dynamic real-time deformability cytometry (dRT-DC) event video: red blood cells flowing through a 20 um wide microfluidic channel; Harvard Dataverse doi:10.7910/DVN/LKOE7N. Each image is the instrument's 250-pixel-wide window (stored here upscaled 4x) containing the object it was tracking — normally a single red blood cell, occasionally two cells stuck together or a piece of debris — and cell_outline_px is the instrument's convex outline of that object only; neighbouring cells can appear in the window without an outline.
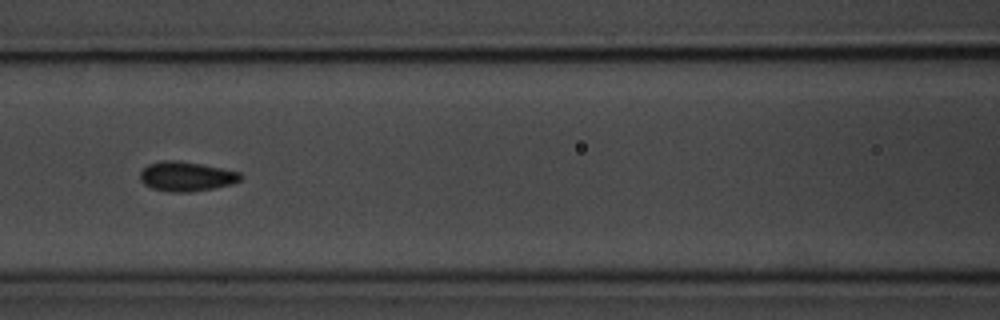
{"species": "common noctule bat (a hibernating species)", "species_latin": "Nyctalus noctula", "temperature_condition": "room temperature", "stored_images_in_passage": 8, "camera_frame_rate_fps": 3000, "um_per_image_px": 0.085, "animal": {"sex": "male", "body_mass_g": 20.1, "forearm_length_mm": 53.5}, "frame": {"image": 1, "passage_image": 3, "time_ms": 2.333, "image_size_px": [1000, 320], "cell_outline_px": [[244, 176], [240, 180], [232, 184], [212, 188], [188, 192], [168, 192], [152, 188], [144, 184], [140, 180], [140, 172], [148, 164], [164, 160], [176, 160], [200, 164], [240, 172]], "centroid_in_image_um": [15.82, 15.0], "position_along_channel_um": 150.8, "area_um2": 17.22}}
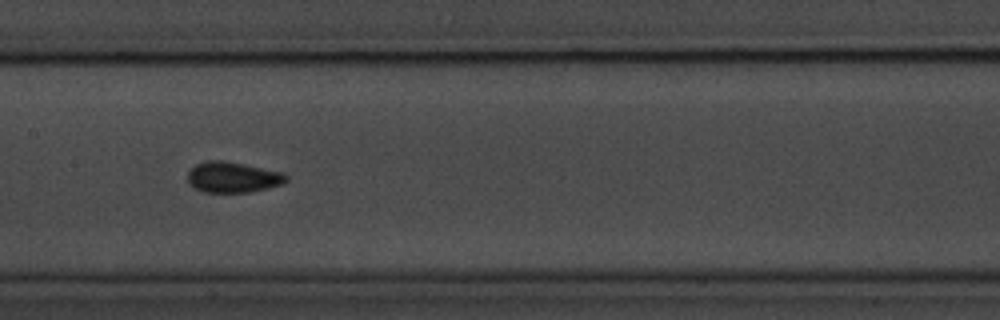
{"frame": {"image": 2, "passage_image": 4, "time_ms": 3.333, "image_size_px": [1000, 320], "cell_outline_px": [[288, 180], [284, 184], [252, 192], [204, 192], [196, 188], [188, 180], [188, 172], [196, 164], [204, 160], [224, 160], [284, 172], [288, 176]], "centroid_in_image_um": [19.84, 15.05], "position_along_channel_um": 187.6, "area_um2": 17.74}}